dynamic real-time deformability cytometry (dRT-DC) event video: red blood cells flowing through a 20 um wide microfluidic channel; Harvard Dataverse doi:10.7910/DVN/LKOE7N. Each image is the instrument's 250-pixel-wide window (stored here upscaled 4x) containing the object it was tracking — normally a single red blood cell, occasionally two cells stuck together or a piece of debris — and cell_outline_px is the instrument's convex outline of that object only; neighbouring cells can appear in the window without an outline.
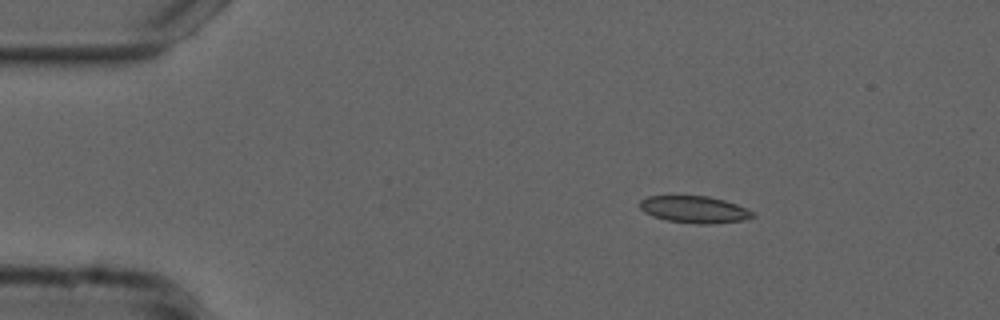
{"species": "common noctule bat (a hibernating species)", "species_latin": "Nyctalus noctula", "temperature_condition": "cold", "stored_images_in_passage": 47, "camera_frame_rate_fps": 3000, "um_per_image_px": 0.085, "animal": {"sex": "male", "forearm_length_mm": 52.5}, "frame": {"image": 1, "passage_image": 1, "time_ms": 0.0, "image_size_px": [1000, 320], "cell_outline_px": [[756, 216], [744, 220], [708, 224], [696, 224], [668, 220], [652, 216], [644, 212], [640, 208], [640, 200], [648, 196], [708, 196], [724, 200], [736, 204], [752, 212]], "centroid_in_image_um": [59.0, 17.8], "position_along_channel_um": 26.0, "area_um2": 17.57}}
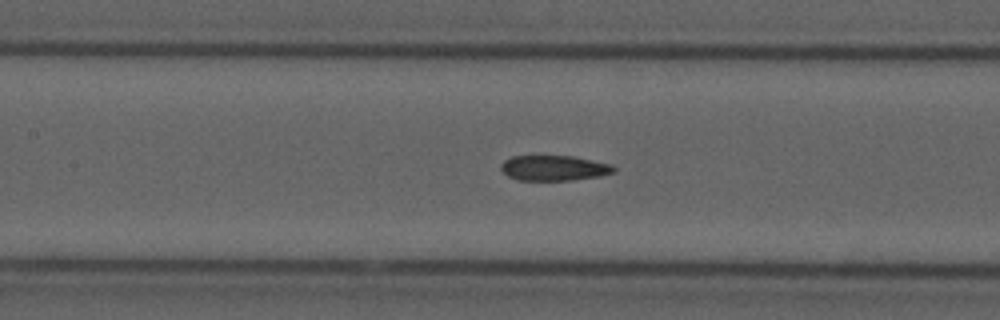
{"frame": {"image": 2, "passage_image": 17, "time_ms": 5.333, "image_size_px": [1000, 320], "cell_outline_px": [[616, 172], [600, 176], [572, 180], [516, 180], [508, 176], [500, 168], [500, 164], [504, 160], [512, 156], [572, 156], [612, 164], [616, 168]], "centroid_in_image_um": [47.1, 14.28], "position_along_channel_um": 160.3, "area_um2": 16.7}}
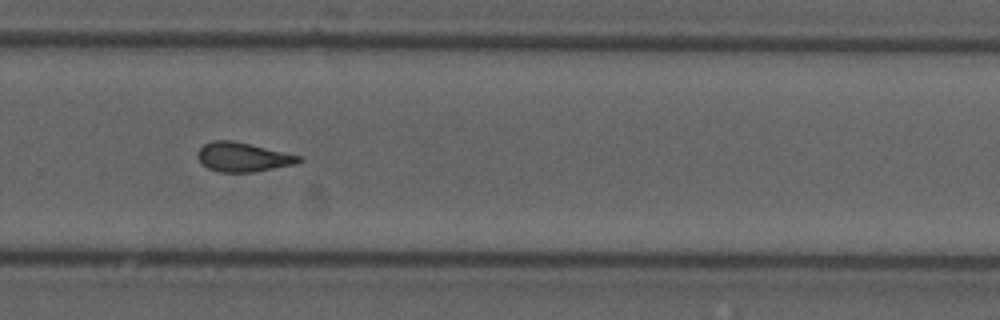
{"frame": {"image": 3, "passage_image": 29, "time_ms": 9.333, "image_size_px": [1000, 320], "cell_outline_px": [[304, 160], [296, 164], [252, 172], [220, 172], [208, 168], [200, 164], [196, 156], [196, 152], [204, 144], [212, 140], [232, 140], [300, 156]], "centroid_in_image_um": [20.59, 13.35], "position_along_channel_um": 309.2, "area_um2": 17.22}, "authors_computed_cell_mechanics": {"area_um2": 17.5134, "velocity_mm_per_s": 3.7356, "shape_relaxation_time_tau1_ms": 10.3598, "shape_relaxation_time_tau2_ms": 3.4698, "deformation_change_tau1": 0.2065, "deformation_change_tau2": 0.0761}}